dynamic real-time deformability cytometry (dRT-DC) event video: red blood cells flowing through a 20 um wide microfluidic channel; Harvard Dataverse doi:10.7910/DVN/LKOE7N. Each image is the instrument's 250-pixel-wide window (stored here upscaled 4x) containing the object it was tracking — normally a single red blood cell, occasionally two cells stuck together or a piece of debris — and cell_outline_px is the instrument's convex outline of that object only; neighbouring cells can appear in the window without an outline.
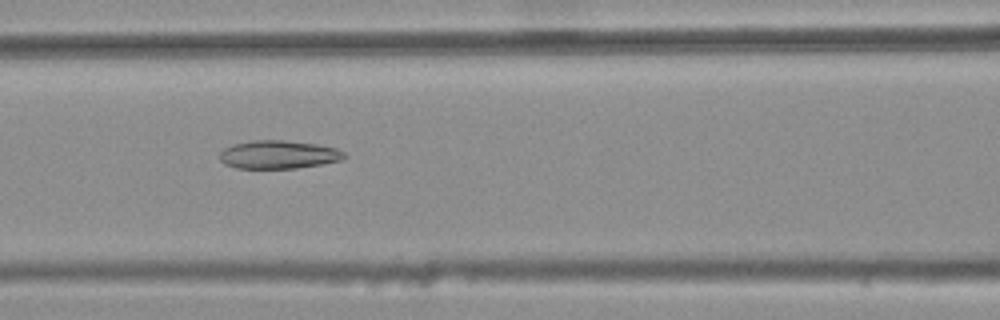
{"species": "common noctule bat (a hibernating species)", "species_latin": "Nyctalus noctula", "temperature_condition": "warm", "stored_images_in_passage": 48, "camera_frame_rate_fps": 3000, "um_per_image_px": 0.085, "animal": {"sex": "female", "body_mass_g": 25.1}, "frame": {"image": 1, "passage_image": 23, "time_ms": 7.333, "image_size_px": [1000, 320], "cell_outline_px": [[344, 156], [340, 160], [320, 164], [296, 168], [236, 168], [224, 164], [220, 160], [220, 152], [224, 148], [232, 144], [252, 140], [284, 140], [316, 144], [336, 148], [344, 152]], "centroid_in_image_um": [23.61, 13.13], "position_along_channel_um": 143.0, "area_um2": 20.4}}
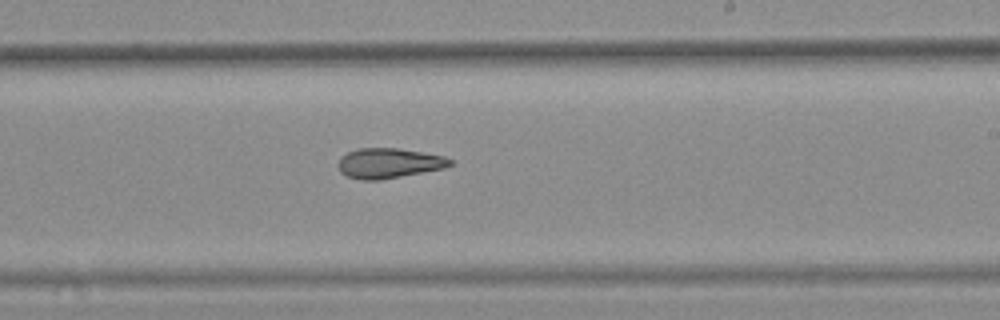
{"frame": {"image": 2, "passage_image": 32, "time_ms": 10.333, "image_size_px": [1000, 320], "cell_outline_px": [[452, 164], [444, 168], [380, 180], [364, 180], [348, 176], [340, 172], [340, 156], [348, 152], [360, 148], [396, 148], [444, 156], [452, 160]], "centroid_in_image_um": [33.06, 13.87], "position_along_channel_um": 255.9, "area_um2": 19.25}}
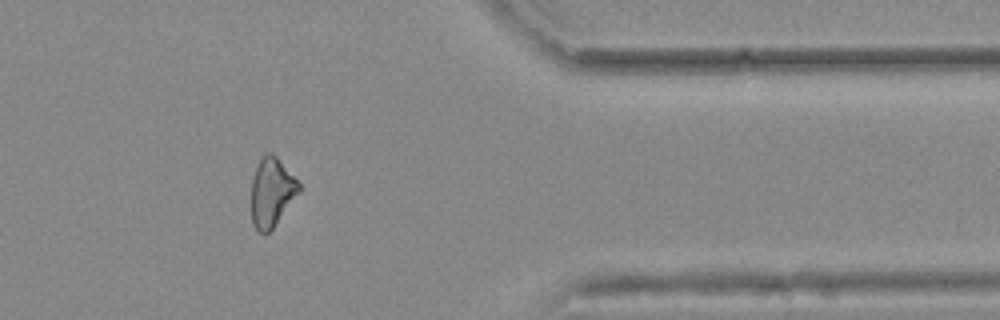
{"frame": {"image": 3, "passage_image": 44, "time_ms": 14.333, "image_size_px": [1000, 320], "cell_outline_px": [[300, 192], [272, 228], [268, 232], [260, 232], [252, 224], [252, 180], [256, 168], [264, 152], [272, 152], [276, 156], [300, 184]], "centroid_in_image_um": [23.09, 16.31], "position_along_channel_um": 388.3, "area_um2": 18.73}, "authors_computed_cell_mechanics": {"area_um2": 20.5768, "velocity_mm_per_s": 3.7788, "shape_relaxation_time_tau1_ms": null, "shape_relaxation_time_tau2_ms": 4.7195, "deformation_change_tau1": null, "deformation_change_tau2": 0.1375}}